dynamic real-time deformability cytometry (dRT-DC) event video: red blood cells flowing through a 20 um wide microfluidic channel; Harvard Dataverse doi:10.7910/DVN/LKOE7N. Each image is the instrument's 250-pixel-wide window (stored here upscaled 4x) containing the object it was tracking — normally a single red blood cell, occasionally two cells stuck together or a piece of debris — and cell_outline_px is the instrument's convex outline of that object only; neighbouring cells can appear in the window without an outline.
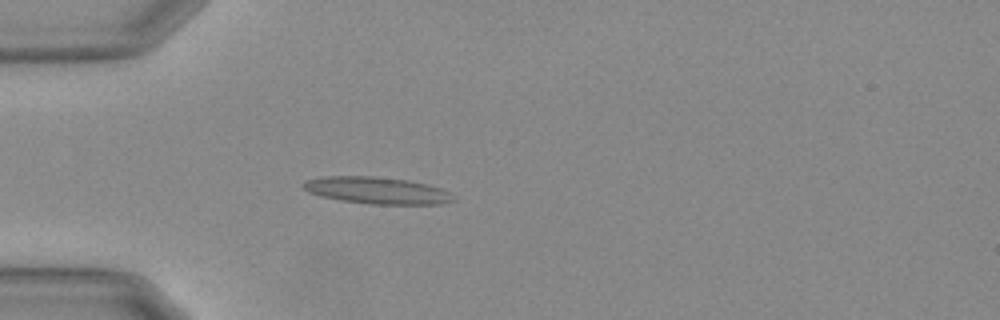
{"species": "Egyptian fruit bat (a non-hibernating species)", "species_latin": "Rousettus aegyptiacus", "temperature_condition": "warm", "stored_images_in_passage": 41, "camera_frame_rate_fps": 3000, "um_per_image_px": 0.085, "animal": {"sex": "female"}, "frame": {"image": 1, "passage_image": 1, "time_ms": 0.0, "image_size_px": [1000, 320], "cell_outline_px": [[456, 200], [440, 204], [372, 204], [344, 200], [324, 196], [308, 192], [300, 184], [304, 180], [320, 176], [376, 176], [408, 180], [440, 188], [448, 192]], "centroid_in_image_um": [32.0, 16.17], "position_along_channel_um": 53.0, "area_um2": 23.29}}
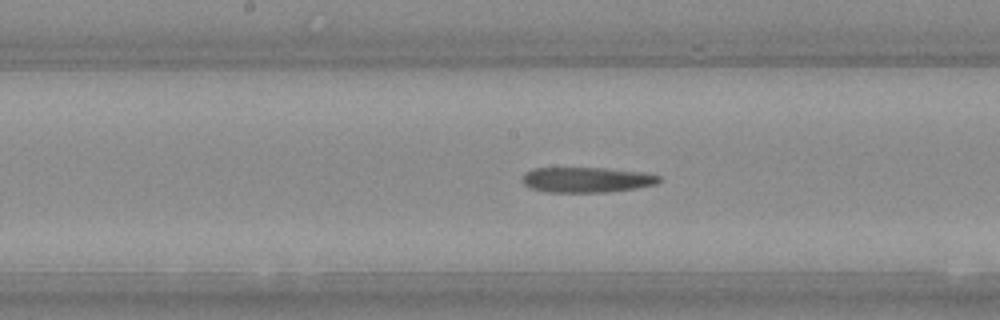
{"frame": {"image": 2, "passage_image": 14, "time_ms": 4.333, "image_size_px": [1000, 320], "cell_outline_px": [[660, 180], [656, 184], [636, 188], [604, 192], [548, 192], [532, 188], [524, 184], [524, 172], [532, 168], [604, 168], [640, 172], [660, 176]], "centroid_in_image_um": [49.85, 15.28], "position_along_channel_um": 198.3, "area_um2": 19.88}}
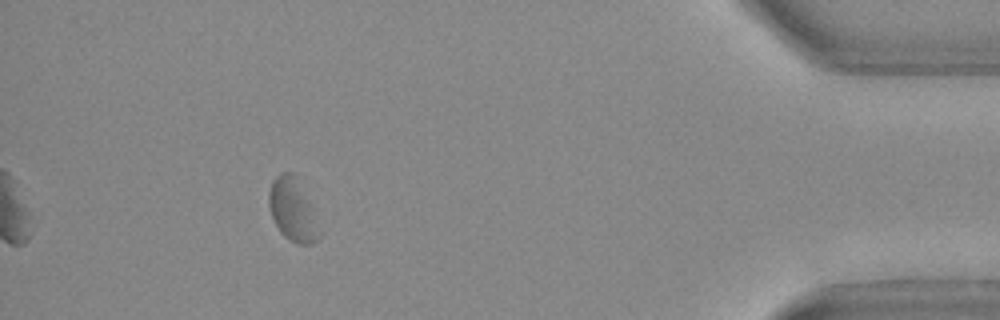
{"frame": {"image": 3, "passage_image": 36, "time_ms": 11.667, "image_size_px": [1000, 320], "cell_outline_px": [[320, 236], [312, 244], [300, 244], [284, 236], [280, 232], [272, 216], [268, 204], [268, 192], [272, 180], [276, 176], [284, 172], [288, 172], [308, 204]], "centroid_in_image_um": [24.77, 17.91], "position_along_channel_um": 410.4, "area_um2": 16.76}, "authors_computed_cell_mechanics": {"area_um2": 19.9988, "velocity_mm_per_s": 3.6197, "shape_relaxation_time_tau1_ms": null, "shape_relaxation_time_tau2_ms": 9.8684, "deformation_change_tau1": null, "deformation_change_tau2": 0.1466}}